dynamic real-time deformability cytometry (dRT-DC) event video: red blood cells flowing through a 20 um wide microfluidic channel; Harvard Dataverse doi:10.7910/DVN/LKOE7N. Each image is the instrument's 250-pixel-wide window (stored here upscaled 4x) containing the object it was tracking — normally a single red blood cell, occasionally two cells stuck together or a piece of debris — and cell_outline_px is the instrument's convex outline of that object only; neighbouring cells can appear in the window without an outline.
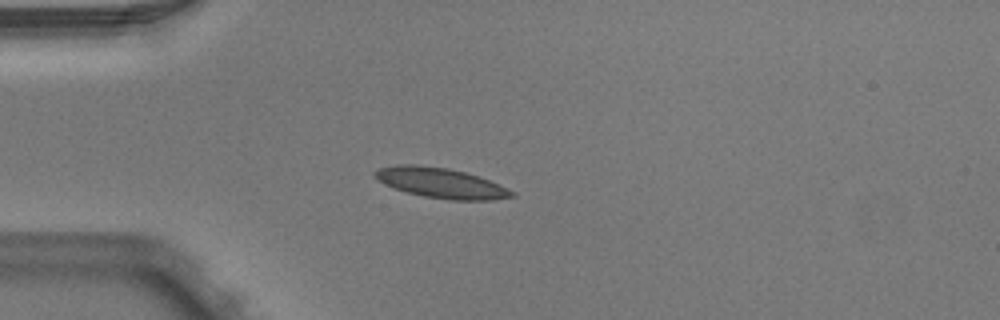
{"species": "Egyptian fruit bat (a non-hibernating species)", "species_latin": "Rousettus aegyptiacus", "temperature_condition": "warm", "stored_images_in_passage": 1, "camera_frame_rate_fps": 3000, "um_per_image_px": 0.085, "animal": {"sex": "male"}, "frame": {"image": 1, "passage_image": 1, "time_ms": 0.0, "image_size_px": [1000, 320], "cell_outline_px": [[516, 196], [492, 200], [452, 200], [424, 196], [408, 192], [384, 184], [376, 180], [372, 176], [372, 172], [380, 168], [396, 164], [416, 164], [448, 168], [464, 172], [488, 180], [516, 192]], "centroid_in_image_um": [37.44, 15.54], "position_along_channel_um": 47.6, "area_um2": 23.99}}